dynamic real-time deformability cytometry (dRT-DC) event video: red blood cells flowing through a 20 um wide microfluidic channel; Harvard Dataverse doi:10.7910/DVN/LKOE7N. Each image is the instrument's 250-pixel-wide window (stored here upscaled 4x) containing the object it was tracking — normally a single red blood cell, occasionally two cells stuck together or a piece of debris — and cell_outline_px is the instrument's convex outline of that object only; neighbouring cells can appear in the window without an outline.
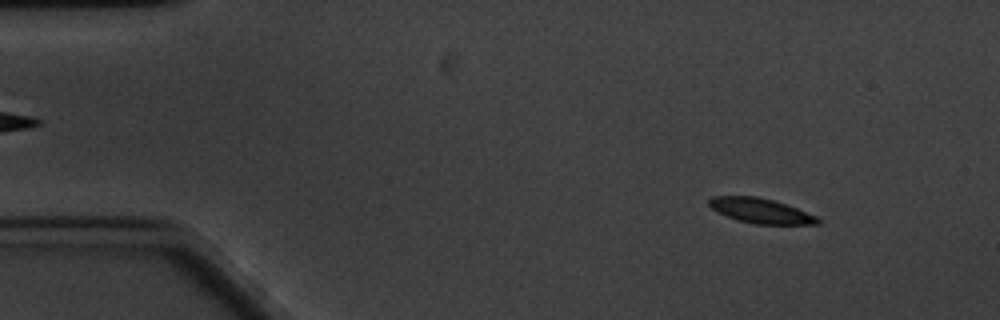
{"species": "common noctule bat (a hibernating species)", "species_latin": "Nyctalus noctula", "temperature_condition": "cold", "stored_images_in_passage": 63, "camera_frame_rate_fps": 3000, "um_per_image_px": 0.085, "animal": {"sex": "male", "body_mass_g": 20.1, "forearm_length_mm": 53.5}, "frame": {"image": 1, "passage_image": 8, "time_ms": 2.333, "image_size_px": [1000, 320], "cell_outline_px": [[820, 224], [756, 224], [736, 220], [712, 208], [708, 204], [708, 200], [712, 196], [756, 196], [772, 200], [796, 208], [816, 216], [820, 220]], "centroid_in_image_um": [64.65, 17.91], "position_along_channel_um": 20.4, "area_um2": 15.49}}
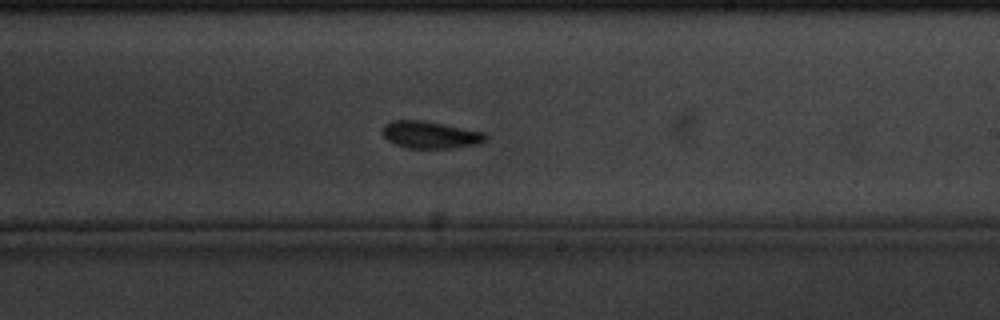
{"frame": {"image": 2, "passage_image": 37, "time_ms": 12.0, "image_size_px": [1000, 320], "cell_outline_px": [[488, 136], [480, 144], [452, 148], [408, 148], [396, 144], [388, 140], [380, 132], [384, 124], [392, 120], [424, 120], [484, 132]], "centroid_in_image_um": [36.56, 11.45], "position_along_channel_um": 252.4, "area_um2": 16.42}}
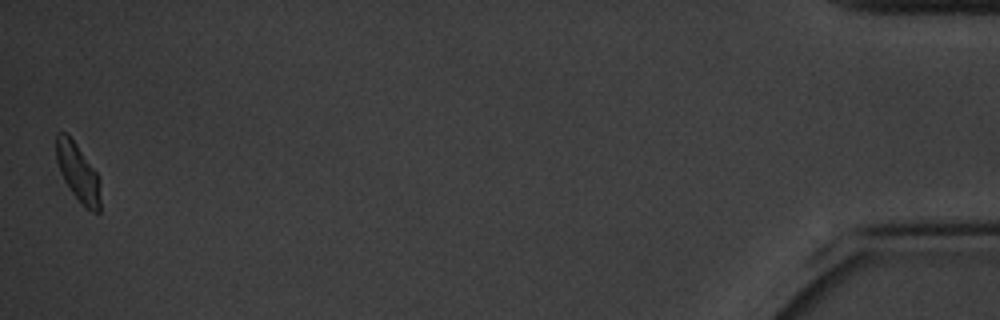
{"frame": {"image": 3, "passage_image": 62, "time_ms": 20.333, "image_size_px": [1000, 320], "cell_outline_px": [[100, 212], [92, 212], [68, 188], [60, 172], [56, 160], [56, 132], [68, 132], [96, 172], [100, 180]], "centroid_in_image_um": [6.61, 14.61], "position_along_channel_um": 428.6, "area_um2": 14.85}, "authors_computed_cell_mechanics": {"area_um2": 16.2996, "velocity_mm_per_s": 3.2267, "shape_relaxation_time_tau1_ms": 3.4065, "shape_relaxation_time_tau2_ms": 5.9234, "deformation_change_tau1": 0.0952, "deformation_change_tau2": 0.0863}}